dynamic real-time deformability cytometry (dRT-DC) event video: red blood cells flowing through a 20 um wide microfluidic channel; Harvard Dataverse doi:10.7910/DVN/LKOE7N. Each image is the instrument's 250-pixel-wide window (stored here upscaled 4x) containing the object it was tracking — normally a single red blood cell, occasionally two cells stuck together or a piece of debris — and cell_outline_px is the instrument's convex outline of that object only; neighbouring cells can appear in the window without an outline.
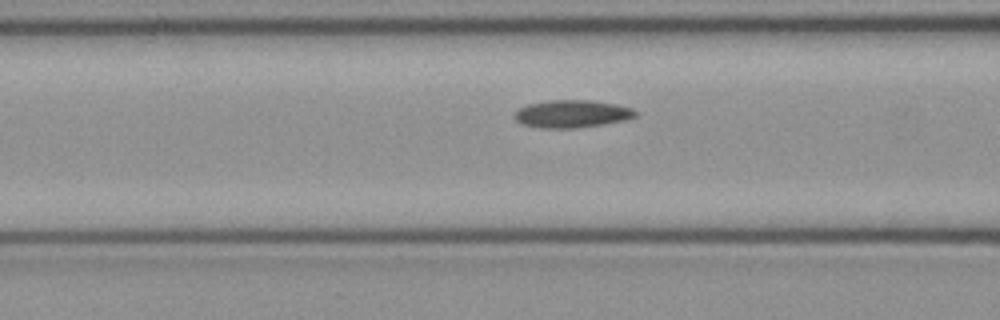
{"species": "common noctule bat (a hibernating species)", "species_latin": "Nyctalus noctula", "temperature_condition": "cold", "stored_images_in_passage": 7, "camera_frame_rate_fps": 3000, "um_per_image_px": 0.085, "animal": {"sex": "female", "body_mass_g": 21.9}, "frame": {"image": 1, "passage_image": 6, "time_ms": 1.667, "image_size_px": [1000, 320], "cell_outline_px": [[636, 116], [624, 120], [604, 124], [576, 128], [540, 128], [520, 124], [516, 120], [516, 112], [520, 108], [528, 104], [548, 100], [588, 100], [616, 104], [632, 108], [636, 112]], "centroid_in_image_um": [48.61, 9.68], "position_along_channel_um": 118.0, "area_um2": 19.36}}